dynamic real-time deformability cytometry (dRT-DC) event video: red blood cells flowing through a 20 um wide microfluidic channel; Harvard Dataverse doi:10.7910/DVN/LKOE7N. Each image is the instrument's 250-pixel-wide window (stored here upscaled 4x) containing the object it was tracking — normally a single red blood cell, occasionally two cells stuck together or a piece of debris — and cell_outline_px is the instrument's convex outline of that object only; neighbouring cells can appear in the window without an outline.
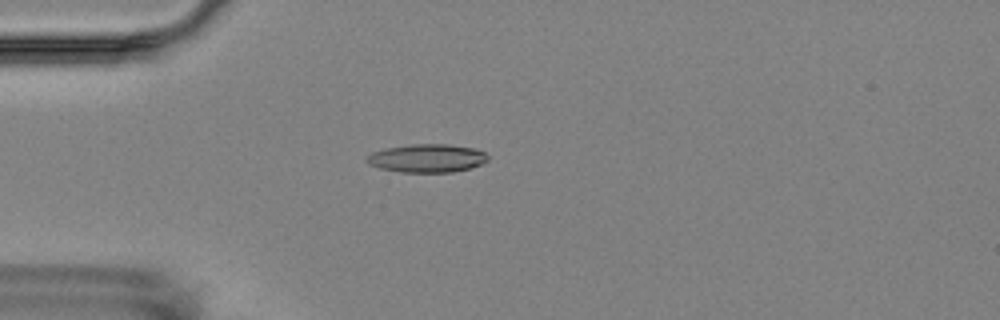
{"species": "Egyptian fruit bat (a non-hibernating species)", "species_latin": "Rousettus aegyptiacus", "temperature_condition": "room temperature", "stored_images_in_passage": 16, "camera_frame_rate_fps": 3000, "um_per_image_px": 0.085, "animal": {"sex": "female"}, "frame": {"image": 1, "passage_image": 4, "time_ms": 3.667, "image_size_px": [1000, 320], "cell_outline_px": [[488, 160], [472, 168], [452, 172], [400, 172], [380, 168], [368, 164], [368, 156], [372, 152], [384, 148], [412, 144], [448, 144], [476, 148], [484, 152], [488, 156]], "centroid_in_image_um": [36.32, 13.44], "position_along_channel_um": 48.7, "area_um2": 20.0}}
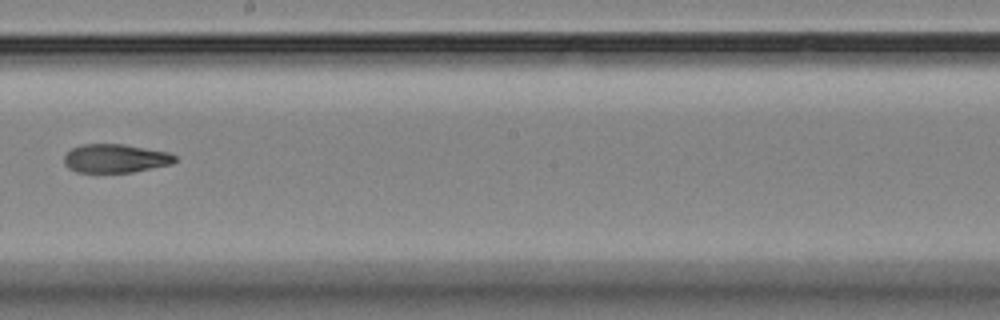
{"frame": {"image": 2, "passage_image": 9, "time_ms": 9.333, "image_size_px": [1000, 320], "cell_outline_px": [[176, 160], [172, 164], [132, 172], [76, 172], [68, 168], [64, 164], [64, 156], [72, 148], [80, 144], [124, 144], [168, 152], [176, 156]], "centroid_in_image_um": [9.79, 13.46], "position_along_channel_um": 238.4, "area_um2": 18.5}}
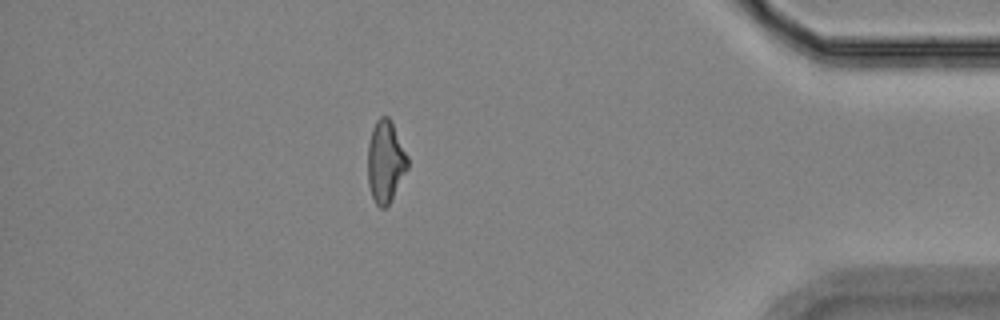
{"frame": {"image": 3, "passage_image": 14, "time_ms": 15.0, "image_size_px": [1000, 320], "cell_outline_px": [[408, 168], [388, 204], [384, 208], [380, 208], [376, 204], [372, 196], [368, 184], [368, 144], [372, 128], [376, 120], [380, 116], [388, 116], [392, 120], [408, 156]], "centroid_in_image_um": [32.76, 13.68], "position_along_channel_um": 402.4, "area_um2": 19.07}, "authors_computed_cell_mechanics": {"area_um2": 19.1896, "velocity_mm_per_s": 3.5806, "shape_relaxation_time_tau1_ms": null, "shape_relaxation_time_tau2_ms": 2.1127, "deformation_change_tau1": null, "deformation_change_tau2": 0.0887}}